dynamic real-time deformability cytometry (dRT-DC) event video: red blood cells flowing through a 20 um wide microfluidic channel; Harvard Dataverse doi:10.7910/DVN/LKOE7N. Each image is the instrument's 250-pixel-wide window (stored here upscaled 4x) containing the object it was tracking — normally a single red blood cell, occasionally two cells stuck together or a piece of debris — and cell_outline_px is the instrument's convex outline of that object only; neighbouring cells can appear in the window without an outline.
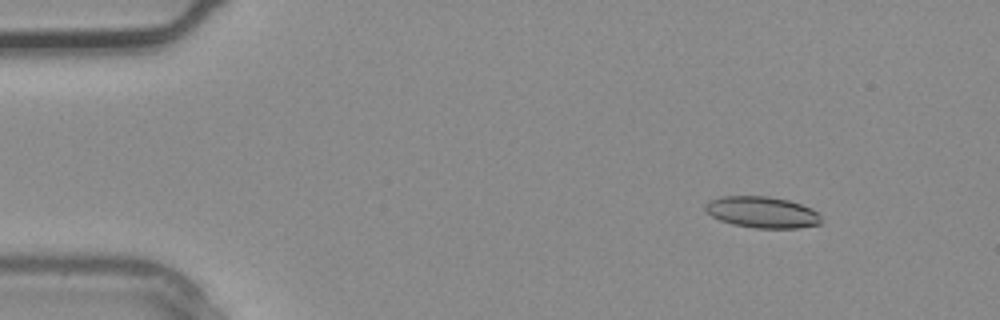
{"species": "common noctule bat (a hibernating species)", "species_latin": "Nyctalus noctula", "temperature_condition": "warm", "stored_images_in_passage": 4, "camera_frame_rate_fps": 3000, "um_per_image_px": 0.085, "animal": {"sex": "male", "body_mass_g": 20.4}, "frame": {"image": 1, "passage_image": 2, "time_ms": 0.333, "image_size_px": [1000, 320], "cell_outline_px": [[820, 224], [800, 228], [756, 228], [732, 224], [720, 220], [704, 212], [704, 204], [708, 200], [720, 196], [768, 196], [788, 200], [812, 208], [820, 216]], "centroid_in_image_um": [64.73, 18.03], "position_along_channel_um": 20.3, "area_um2": 21.33}}